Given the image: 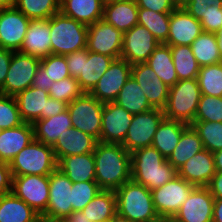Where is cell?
<instances>
[{
	"mask_svg": "<svg viewBox=\"0 0 222 222\" xmlns=\"http://www.w3.org/2000/svg\"><path fill=\"white\" fill-rule=\"evenodd\" d=\"M95 181L101 190L116 191L131 180V154L122 144L97 142Z\"/></svg>",
	"mask_w": 222,
	"mask_h": 222,
	"instance_id": "1",
	"label": "cell"
},
{
	"mask_svg": "<svg viewBox=\"0 0 222 222\" xmlns=\"http://www.w3.org/2000/svg\"><path fill=\"white\" fill-rule=\"evenodd\" d=\"M177 176V170L153 146L131 153V179L154 190Z\"/></svg>",
	"mask_w": 222,
	"mask_h": 222,
	"instance_id": "2",
	"label": "cell"
},
{
	"mask_svg": "<svg viewBox=\"0 0 222 222\" xmlns=\"http://www.w3.org/2000/svg\"><path fill=\"white\" fill-rule=\"evenodd\" d=\"M115 192L117 214L131 222H162L152 200L151 190L132 179Z\"/></svg>",
	"mask_w": 222,
	"mask_h": 222,
	"instance_id": "3",
	"label": "cell"
},
{
	"mask_svg": "<svg viewBox=\"0 0 222 222\" xmlns=\"http://www.w3.org/2000/svg\"><path fill=\"white\" fill-rule=\"evenodd\" d=\"M51 54L66 56L86 48L88 26L61 12L50 18Z\"/></svg>",
	"mask_w": 222,
	"mask_h": 222,
	"instance_id": "4",
	"label": "cell"
},
{
	"mask_svg": "<svg viewBox=\"0 0 222 222\" xmlns=\"http://www.w3.org/2000/svg\"><path fill=\"white\" fill-rule=\"evenodd\" d=\"M57 159L52 146L33 140L9 163L12 176L50 175L57 169Z\"/></svg>",
	"mask_w": 222,
	"mask_h": 222,
	"instance_id": "5",
	"label": "cell"
},
{
	"mask_svg": "<svg viewBox=\"0 0 222 222\" xmlns=\"http://www.w3.org/2000/svg\"><path fill=\"white\" fill-rule=\"evenodd\" d=\"M201 91L197 79L180 80L170 87L165 108V118L188 125L194 122Z\"/></svg>",
	"mask_w": 222,
	"mask_h": 222,
	"instance_id": "6",
	"label": "cell"
},
{
	"mask_svg": "<svg viewBox=\"0 0 222 222\" xmlns=\"http://www.w3.org/2000/svg\"><path fill=\"white\" fill-rule=\"evenodd\" d=\"M104 103L90 93H84L67 105L72 127L94 137L98 142L101 134V120Z\"/></svg>",
	"mask_w": 222,
	"mask_h": 222,
	"instance_id": "7",
	"label": "cell"
},
{
	"mask_svg": "<svg viewBox=\"0 0 222 222\" xmlns=\"http://www.w3.org/2000/svg\"><path fill=\"white\" fill-rule=\"evenodd\" d=\"M195 187L177 175L163 186L151 190L154 207L160 219H172Z\"/></svg>",
	"mask_w": 222,
	"mask_h": 222,
	"instance_id": "8",
	"label": "cell"
},
{
	"mask_svg": "<svg viewBox=\"0 0 222 222\" xmlns=\"http://www.w3.org/2000/svg\"><path fill=\"white\" fill-rule=\"evenodd\" d=\"M40 63L41 59L38 57L14 51L0 94L15 97L18 93L29 88Z\"/></svg>",
	"mask_w": 222,
	"mask_h": 222,
	"instance_id": "9",
	"label": "cell"
},
{
	"mask_svg": "<svg viewBox=\"0 0 222 222\" xmlns=\"http://www.w3.org/2000/svg\"><path fill=\"white\" fill-rule=\"evenodd\" d=\"M164 117L163 110L157 108L134 114L122 145L130 154L135 150L152 146L157 127Z\"/></svg>",
	"mask_w": 222,
	"mask_h": 222,
	"instance_id": "10",
	"label": "cell"
},
{
	"mask_svg": "<svg viewBox=\"0 0 222 222\" xmlns=\"http://www.w3.org/2000/svg\"><path fill=\"white\" fill-rule=\"evenodd\" d=\"M42 216L49 200V175L12 176V191Z\"/></svg>",
	"mask_w": 222,
	"mask_h": 222,
	"instance_id": "11",
	"label": "cell"
},
{
	"mask_svg": "<svg viewBox=\"0 0 222 222\" xmlns=\"http://www.w3.org/2000/svg\"><path fill=\"white\" fill-rule=\"evenodd\" d=\"M72 185L73 182L58 168L49 175V200L41 218L65 219L73 212Z\"/></svg>",
	"mask_w": 222,
	"mask_h": 222,
	"instance_id": "12",
	"label": "cell"
},
{
	"mask_svg": "<svg viewBox=\"0 0 222 222\" xmlns=\"http://www.w3.org/2000/svg\"><path fill=\"white\" fill-rule=\"evenodd\" d=\"M123 33L103 19L88 26L86 48L88 51L121 58Z\"/></svg>",
	"mask_w": 222,
	"mask_h": 222,
	"instance_id": "13",
	"label": "cell"
},
{
	"mask_svg": "<svg viewBox=\"0 0 222 222\" xmlns=\"http://www.w3.org/2000/svg\"><path fill=\"white\" fill-rule=\"evenodd\" d=\"M160 45L157 39L142 25H135L123 33L121 58L131 65L147 62Z\"/></svg>",
	"mask_w": 222,
	"mask_h": 222,
	"instance_id": "14",
	"label": "cell"
},
{
	"mask_svg": "<svg viewBox=\"0 0 222 222\" xmlns=\"http://www.w3.org/2000/svg\"><path fill=\"white\" fill-rule=\"evenodd\" d=\"M132 65L125 59H114L90 94L100 102H114L131 76Z\"/></svg>",
	"mask_w": 222,
	"mask_h": 222,
	"instance_id": "15",
	"label": "cell"
},
{
	"mask_svg": "<svg viewBox=\"0 0 222 222\" xmlns=\"http://www.w3.org/2000/svg\"><path fill=\"white\" fill-rule=\"evenodd\" d=\"M132 119L133 114L116 102L104 103L99 142L122 144Z\"/></svg>",
	"mask_w": 222,
	"mask_h": 222,
	"instance_id": "16",
	"label": "cell"
},
{
	"mask_svg": "<svg viewBox=\"0 0 222 222\" xmlns=\"http://www.w3.org/2000/svg\"><path fill=\"white\" fill-rule=\"evenodd\" d=\"M214 200L208 187L196 186L172 219L176 222H212Z\"/></svg>",
	"mask_w": 222,
	"mask_h": 222,
	"instance_id": "17",
	"label": "cell"
},
{
	"mask_svg": "<svg viewBox=\"0 0 222 222\" xmlns=\"http://www.w3.org/2000/svg\"><path fill=\"white\" fill-rule=\"evenodd\" d=\"M30 23L15 6L0 9V47L19 51Z\"/></svg>",
	"mask_w": 222,
	"mask_h": 222,
	"instance_id": "18",
	"label": "cell"
},
{
	"mask_svg": "<svg viewBox=\"0 0 222 222\" xmlns=\"http://www.w3.org/2000/svg\"><path fill=\"white\" fill-rule=\"evenodd\" d=\"M202 32L200 21L178 6L170 15L169 34L164 44L190 46Z\"/></svg>",
	"mask_w": 222,
	"mask_h": 222,
	"instance_id": "19",
	"label": "cell"
},
{
	"mask_svg": "<svg viewBox=\"0 0 222 222\" xmlns=\"http://www.w3.org/2000/svg\"><path fill=\"white\" fill-rule=\"evenodd\" d=\"M131 76L143 90L150 105L163 110L170 88L159 79L150 66L146 62L132 65Z\"/></svg>",
	"mask_w": 222,
	"mask_h": 222,
	"instance_id": "20",
	"label": "cell"
},
{
	"mask_svg": "<svg viewBox=\"0 0 222 222\" xmlns=\"http://www.w3.org/2000/svg\"><path fill=\"white\" fill-rule=\"evenodd\" d=\"M216 174L213 153L203 149L177 170V175L194 186L207 187Z\"/></svg>",
	"mask_w": 222,
	"mask_h": 222,
	"instance_id": "21",
	"label": "cell"
},
{
	"mask_svg": "<svg viewBox=\"0 0 222 222\" xmlns=\"http://www.w3.org/2000/svg\"><path fill=\"white\" fill-rule=\"evenodd\" d=\"M50 18L30 20L20 52L38 58L51 54Z\"/></svg>",
	"mask_w": 222,
	"mask_h": 222,
	"instance_id": "22",
	"label": "cell"
},
{
	"mask_svg": "<svg viewBox=\"0 0 222 222\" xmlns=\"http://www.w3.org/2000/svg\"><path fill=\"white\" fill-rule=\"evenodd\" d=\"M97 140L76 128L66 129L52 146L57 161L62 157L94 152Z\"/></svg>",
	"mask_w": 222,
	"mask_h": 222,
	"instance_id": "23",
	"label": "cell"
},
{
	"mask_svg": "<svg viewBox=\"0 0 222 222\" xmlns=\"http://www.w3.org/2000/svg\"><path fill=\"white\" fill-rule=\"evenodd\" d=\"M34 140V130L30 123L18 127L0 130V161L11 160Z\"/></svg>",
	"mask_w": 222,
	"mask_h": 222,
	"instance_id": "24",
	"label": "cell"
},
{
	"mask_svg": "<svg viewBox=\"0 0 222 222\" xmlns=\"http://www.w3.org/2000/svg\"><path fill=\"white\" fill-rule=\"evenodd\" d=\"M49 92L29 87L15 96L21 119L33 124L38 119L46 118L47 99Z\"/></svg>",
	"mask_w": 222,
	"mask_h": 222,
	"instance_id": "25",
	"label": "cell"
},
{
	"mask_svg": "<svg viewBox=\"0 0 222 222\" xmlns=\"http://www.w3.org/2000/svg\"><path fill=\"white\" fill-rule=\"evenodd\" d=\"M57 168L73 183L95 181L93 152L62 157L58 160Z\"/></svg>",
	"mask_w": 222,
	"mask_h": 222,
	"instance_id": "26",
	"label": "cell"
},
{
	"mask_svg": "<svg viewBox=\"0 0 222 222\" xmlns=\"http://www.w3.org/2000/svg\"><path fill=\"white\" fill-rule=\"evenodd\" d=\"M122 33L138 24V6L135 0H123L104 6L103 18Z\"/></svg>",
	"mask_w": 222,
	"mask_h": 222,
	"instance_id": "27",
	"label": "cell"
},
{
	"mask_svg": "<svg viewBox=\"0 0 222 222\" xmlns=\"http://www.w3.org/2000/svg\"><path fill=\"white\" fill-rule=\"evenodd\" d=\"M34 140L53 146L59 135L64 134L66 129L72 128L71 117L65 111L49 118L38 119L33 124Z\"/></svg>",
	"mask_w": 222,
	"mask_h": 222,
	"instance_id": "28",
	"label": "cell"
},
{
	"mask_svg": "<svg viewBox=\"0 0 222 222\" xmlns=\"http://www.w3.org/2000/svg\"><path fill=\"white\" fill-rule=\"evenodd\" d=\"M104 4L100 0H62L60 12L87 26L103 18Z\"/></svg>",
	"mask_w": 222,
	"mask_h": 222,
	"instance_id": "29",
	"label": "cell"
},
{
	"mask_svg": "<svg viewBox=\"0 0 222 222\" xmlns=\"http://www.w3.org/2000/svg\"><path fill=\"white\" fill-rule=\"evenodd\" d=\"M41 216L12 192L0 196V222H40Z\"/></svg>",
	"mask_w": 222,
	"mask_h": 222,
	"instance_id": "30",
	"label": "cell"
},
{
	"mask_svg": "<svg viewBox=\"0 0 222 222\" xmlns=\"http://www.w3.org/2000/svg\"><path fill=\"white\" fill-rule=\"evenodd\" d=\"M113 60L112 57L88 51V58H83L82 74L77 78L84 93L93 90Z\"/></svg>",
	"mask_w": 222,
	"mask_h": 222,
	"instance_id": "31",
	"label": "cell"
},
{
	"mask_svg": "<svg viewBox=\"0 0 222 222\" xmlns=\"http://www.w3.org/2000/svg\"><path fill=\"white\" fill-rule=\"evenodd\" d=\"M189 125L181 121L163 118L157 127L152 146L155 147L166 159L174 151L183 131Z\"/></svg>",
	"mask_w": 222,
	"mask_h": 222,
	"instance_id": "32",
	"label": "cell"
},
{
	"mask_svg": "<svg viewBox=\"0 0 222 222\" xmlns=\"http://www.w3.org/2000/svg\"><path fill=\"white\" fill-rule=\"evenodd\" d=\"M204 149L203 142L194 128L189 125L182 133L174 151L166 159L176 170L192 156Z\"/></svg>",
	"mask_w": 222,
	"mask_h": 222,
	"instance_id": "33",
	"label": "cell"
},
{
	"mask_svg": "<svg viewBox=\"0 0 222 222\" xmlns=\"http://www.w3.org/2000/svg\"><path fill=\"white\" fill-rule=\"evenodd\" d=\"M146 63L169 88L179 81L169 45L160 44L150 55Z\"/></svg>",
	"mask_w": 222,
	"mask_h": 222,
	"instance_id": "34",
	"label": "cell"
},
{
	"mask_svg": "<svg viewBox=\"0 0 222 222\" xmlns=\"http://www.w3.org/2000/svg\"><path fill=\"white\" fill-rule=\"evenodd\" d=\"M114 102L133 115L153 109L143 90L132 76L128 78Z\"/></svg>",
	"mask_w": 222,
	"mask_h": 222,
	"instance_id": "35",
	"label": "cell"
},
{
	"mask_svg": "<svg viewBox=\"0 0 222 222\" xmlns=\"http://www.w3.org/2000/svg\"><path fill=\"white\" fill-rule=\"evenodd\" d=\"M92 222L112 218L117 213L116 195L112 190H100L82 210Z\"/></svg>",
	"mask_w": 222,
	"mask_h": 222,
	"instance_id": "36",
	"label": "cell"
},
{
	"mask_svg": "<svg viewBox=\"0 0 222 222\" xmlns=\"http://www.w3.org/2000/svg\"><path fill=\"white\" fill-rule=\"evenodd\" d=\"M190 47L200 67L222 62L215 33L203 31Z\"/></svg>",
	"mask_w": 222,
	"mask_h": 222,
	"instance_id": "37",
	"label": "cell"
},
{
	"mask_svg": "<svg viewBox=\"0 0 222 222\" xmlns=\"http://www.w3.org/2000/svg\"><path fill=\"white\" fill-rule=\"evenodd\" d=\"M170 15L157 13L145 8H138V24L146 29L162 44L169 34Z\"/></svg>",
	"mask_w": 222,
	"mask_h": 222,
	"instance_id": "38",
	"label": "cell"
},
{
	"mask_svg": "<svg viewBox=\"0 0 222 222\" xmlns=\"http://www.w3.org/2000/svg\"><path fill=\"white\" fill-rule=\"evenodd\" d=\"M178 80L197 79L200 66L190 46H170Z\"/></svg>",
	"mask_w": 222,
	"mask_h": 222,
	"instance_id": "39",
	"label": "cell"
},
{
	"mask_svg": "<svg viewBox=\"0 0 222 222\" xmlns=\"http://www.w3.org/2000/svg\"><path fill=\"white\" fill-rule=\"evenodd\" d=\"M14 6L30 20H47L60 12L58 0H15Z\"/></svg>",
	"mask_w": 222,
	"mask_h": 222,
	"instance_id": "40",
	"label": "cell"
},
{
	"mask_svg": "<svg viewBox=\"0 0 222 222\" xmlns=\"http://www.w3.org/2000/svg\"><path fill=\"white\" fill-rule=\"evenodd\" d=\"M197 81L201 94L222 97V64L200 67Z\"/></svg>",
	"mask_w": 222,
	"mask_h": 222,
	"instance_id": "41",
	"label": "cell"
},
{
	"mask_svg": "<svg viewBox=\"0 0 222 222\" xmlns=\"http://www.w3.org/2000/svg\"><path fill=\"white\" fill-rule=\"evenodd\" d=\"M191 126L202 140L204 149L212 153L222 150V122L194 121Z\"/></svg>",
	"mask_w": 222,
	"mask_h": 222,
	"instance_id": "42",
	"label": "cell"
},
{
	"mask_svg": "<svg viewBox=\"0 0 222 222\" xmlns=\"http://www.w3.org/2000/svg\"><path fill=\"white\" fill-rule=\"evenodd\" d=\"M194 121L222 122V97L201 94Z\"/></svg>",
	"mask_w": 222,
	"mask_h": 222,
	"instance_id": "43",
	"label": "cell"
},
{
	"mask_svg": "<svg viewBox=\"0 0 222 222\" xmlns=\"http://www.w3.org/2000/svg\"><path fill=\"white\" fill-rule=\"evenodd\" d=\"M49 96L66 103L67 105L75 98L84 94L76 78L68 77L57 82H53Z\"/></svg>",
	"mask_w": 222,
	"mask_h": 222,
	"instance_id": "44",
	"label": "cell"
},
{
	"mask_svg": "<svg viewBox=\"0 0 222 222\" xmlns=\"http://www.w3.org/2000/svg\"><path fill=\"white\" fill-rule=\"evenodd\" d=\"M23 123L15 97L0 94V130L15 128Z\"/></svg>",
	"mask_w": 222,
	"mask_h": 222,
	"instance_id": "45",
	"label": "cell"
},
{
	"mask_svg": "<svg viewBox=\"0 0 222 222\" xmlns=\"http://www.w3.org/2000/svg\"><path fill=\"white\" fill-rule=\"evenodd\" d=\"M96 181L75 182L72 185V210L82 211L84 207L96 196L100 191Z\"/></svg>",
	"mask_w": 222,
	"mask_h": 222,
	"instance_id": "46",
	"label": "cell"
},
{
	"mask_svg": "<svg viewBox=\"0 0 222 222\" xmlns=\"http://www.w3.org/2000/svg\"><path fill=\"white\" fill-rule=\"evenodd\" d=\"M40 65L45 69V73L49 78V90L53 82L70 77L65 56L50 54L41 58Z\"/></svg>",
	"mask_w": 222,
	"mask_h": 222,
	"instance_id": "47",
	"label": "cell"
},
{
	"mask_svg": "<svg viewBox=\"0 0 222 222\" xmlns=\"http://www.w3.org/2000/svg\"><path fill=\"white\" fill-rule=\"evenodd\" d=\"M200 23L204 32L217 33L222 27V6H208Z\"/></svg>",
	"mask_w": 222,
	"mask_h": 222,
	"instance_id": "48",
	"label": "cell"
},
{
	"mask_svg": "<svg viewBox=\"0 0 222 222\" xmlns=\"http://www.w3.org/2000/svg\"><path fill=\"white\" fill-rule=\"evenodd\" d=\"M135 2L138 8L165 14H171L178 7L174 0H135Z\"/></svg>",
	"mask_w": 222,
	"mask_h": 222,
	"instance_id": "49",
	"label": "cell"
},
{
	"mask_svg": "<svg viewBox=\"0 0 222 222\" xmlns=\"http://www.w3.org/2000/svg\"><path fill=\"white\" fill-rule=\"evenodd\" d=\"M65 57L70 76L77 79L82 74L83 58H88V49L71 52Z\"/></svg>",
	"mask_w": 222,
	"mask_h": 222,
	"instance_id": "50",
	"label": "cell"
},
{
	"mask_svg": "<svg viewBox=\"0 0 222 222\" xmlns=\"http://www.w3.org/2000/svg\"><path fill=\"white\" fill-rule=\"evenodd\" d=\"M12 174L8 163L0 161V196L11 193Z\"/></svg>",
	"mask_w": 222,
	"mask_h": 222,
	"instance_id": "51",
	"label": "cell"
},
{
	"mask_svg": "<svg viewBox=\"0 0 222 222\" xmlns=\"http://www.w3.org/2000/svg\"><path fill=\"white\" fill-rule=\"evenodd\" d=\"M181 7L195 19L201 21L203 19V11L208 8V5L202 0H188Z\"/></svg>",
	"mask_w": 222,
	"mask_h": 222,
	"instance_id": "52",
	"label": "cell"
},
{
	"mask_svg": "<svg viewBox=\"0 0 222 222\" xmlns=\"http://www.w3.org/2000/svg\"><path fill=\"white\" fill-rule=\"evenodd\" d=\"M13 52L14 51L12 50L0 47V91L2 89V86L4 85V81L9 71Z\"/></svg>",
	"mask_w": 222,
	"mask_h": 222,
	"instance_id": "53",
	"label": "cell"
},
{
	"mask_svg": "<svg viewBox=\"0 0 222 222\" xmlns=\"http://www.w3.org/2000/svg\"><path fill=\"white\" fill-rule=\"evenodd\" d=\"M31 87L39 88L43 91H49V78L45 73V69L41 65L36 71Z\"/></svg>",
	"mask_w": 222,
	"mask_h": 222,
	"instance_id": "54",
	"label": "cell"
},
{
	"mask_svg": "<svg viewBox=\"0 0 222 222\" xmlns=\"http://www.w3.org/2000/svg\"><path fill=\"white\" fill-rule=\"evenodd\" d=\"M67 109V104L49 97L47 99V107H46V118L57 115Z\"/></svg>",
	"mask_w": 222,
	"mask_h": 222,
	"instance_id": "55",
	"label": "cell"
},
{
	"mask_svg": "<svg viewBox=\"0 0 222 222\" xmlns=\"http://www.w3.org/2000/svg\"><path fill=\"white\" fill-rule=\"evenodd\" d=\"M207 187L214 198H222V172H216Z\"/></svg>",
	"mask_w": 222,
	"mask_h": 222,
	"instance_id": "56",
	"label": "cell"
},
{
	"mask_svg": "<svg viewBox=\"0 0 222 222\" xmlns=\"http://www.w3.org/2000/svg\"><path fill=\"white\" fill-rule=\"evenodd\" d=\"M212 222H222V198H215Z\"/></svg>",
	"mask_w": 222,
	"mask_h": 222,
	"instance_id": "57",
	"label": "cell"
},
{
	"mask_svg": "<svg viewBox=\"0 0 222 222\" xmlns=\"http://www.w3.org/2000/svg\"><path fill=\"white\" fill-rule=\"evenodd\" d=\"M66 222H92L86 214L80 211H74L65 218Z\"/></svg>",
	"mask_w": 222,
	"mask_h": 222,
	"instance_id": "58",
	"label": "cell"
},
{
	"mask_svg": "<svg viewBox=\"0 0 222 222\" xmlns=\"http://www.w3.org/2000/svg\"><path fill=\"white\" fill-rule=\"evenodd\" d=\"M216 172H222V150L213 153Z\"/></svg>",
	"mask_w": 222,
	"mask_h": 222,
	"instance_id": "59",
	"label": "cell"
},
{
	"mask_svg": "<svg viewBox=\"0 0 222 222\" xmlns=\"http://www.w3.org/2000/svg\"><path fill=\"white\" fill-rule=\"evenodd\" d=\"M186 1L188 0H180V6H182ZM207 4L208 6H222V0H202Z\"/></svg>",
	"mask_w": 222,
	"mask_h": 222,
	"instance_id": "60",
	"label": "cell"
},
{
	"mask_svg": "<svg viewBox=\"0 0 222 222\" xmlns=\"http://www.w3.org/2000/svg\"><path fill=\"white\" fill-rule=\"evenodd\" d=\"M216 35V40H217V44H218V49L220 51L221 57H222V27L220 28V30L215 33Z\"/></svg>",
	"mask_w": 222,
	"mask_h": 222,
	"instance_id": "61",
	"label": "cell"
},
{
	"mask_svg": "<svg viewBox=\"0 0 222 222\" xmlns=\"http://www.w3.org/2000/svg\"><path fill=\"white\" fill-rule=\"evenodd\" d=\"M15 5V0H0V9L13 7Z\"/></svg>",
	"mask_w": 222,
	"mask_h": 222,
	"instance_id": "62",
	"label": "cell"
},
{
	"mask_svg": "<svg viewBox=\"0 0 222 222\" xmlns=\"http://www.w3.org/2000/svg\"><path fill=\"white\" fill-rule=\"evenodd\" d=\"M112 222H131L128 219H126L125 217L120 216L119 214H115L112 217Z\"/></svg>",
	"mask_w": 222,
	"mask_h": 222,
	"instance_id": "63",
	"label": "cell"
},
{
	"mask_svg": "<svg viewBox=\"0 0 222 222\" xmlns=\"http://www.w3.org/2000/svg\"><path fill=\"white\" fill-rule=\"evenodd\" d=\"M40 222H66L65 219H45L41 218Z\"/></svg>",
	"mask_w": 222,
	"mask_h": 222,
	"instance_id": "64",
	"label": "cell"
},
{
	"mask_svg": "<svg viewBox=\"0 0 222 222\" xmlns=\"http://www.w3.org/2000/svg\"><path fill=\"white\" fill-rule=\"evenodd\" d=\"M104 6L108 5V4H111V3H115V2H118V1H123V0H100Z\"/></svg>",
	"mask_w": 222,
	"mask_h": 222,
	"instance_id": "65",
	"label": "cell"
},
{
	"mask_svg": "<svg viewBox=\"0 0 222 222\" xmlns=\"http://www.w3.org/2000/svg\"><path fill=\"white\" fill-rule=\"evenodd\" d=\"M162 222H176V221H174L173 219H165V220H162Z\"/></svg>",
	"mask_w": 222,
	"mask_h": 222,
	"instance_id": "66",
	"label": "cell"
},
{
	"mask_svg": "<svg viewBox=\"0 0 222 222\" xmlns=\"http://www.w3.org/2000/svg\"><path fill=\"white\" fill-rule=\"evenodd\" d=\"M100 222H112V218L107 219V220H103V221H100Z\"/></svg>",
	"mask_w": 222,
	"mask_h": 222,
	"instance_id": "67",
	"label": "cell"
},
{
	"mask_svg": "<svg viewBox=\"0 0 222 222\" xmlns=\"http://www.w3.org/2000/svg\"><path fill=\"white\" fill-rule=\"evenodd\" d=\"M178 6H180V0H174Z\"/></svg>",
	"mask_w": 222,
	"mask_h": 222,
	"instance_id": "68",
	"label": "cell"
}]
</instances>
